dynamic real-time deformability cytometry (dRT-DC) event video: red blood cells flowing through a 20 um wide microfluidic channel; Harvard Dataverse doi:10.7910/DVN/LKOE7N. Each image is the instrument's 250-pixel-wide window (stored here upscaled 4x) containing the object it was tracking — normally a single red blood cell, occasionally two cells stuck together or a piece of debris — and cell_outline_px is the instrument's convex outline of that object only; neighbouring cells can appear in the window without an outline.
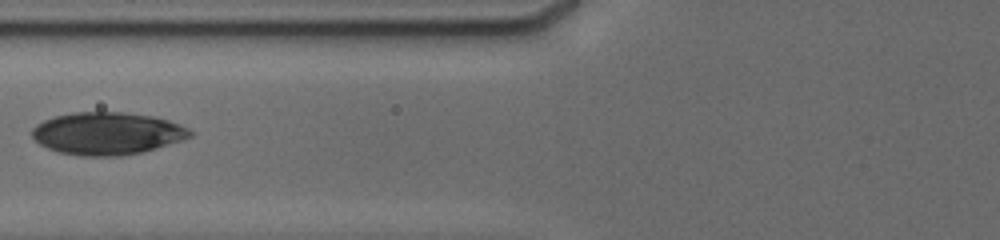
{"species": "human", "species_latin": "Homo sapiens", "temperature_condition": "cold", "stored_images_in_passage": 18, "camera_frame_rate_fps": 3000, "um_per_image_px": 0.085, "donor": {"sex": "male"}, "frame": {"image": 1, "passage_image": 5, "time_ms": 4.333, "image_size_px": [1000, 240], "cell_outline_px": [[196, 132], [192, 136], [144, 152], [120, 156], [80, 156], [60, 152], [48, 148], [40, 144], [32, 136], [32, 128], [36, 124], [44, 120], [56, 116], [72, 112], [124, 112], [152, 116], [168, 120], [180, 124]], "centroid_in_image_um": [9.12, 11.34], "position_along_channel_um": 116.7, "area_um2": 39.13}}
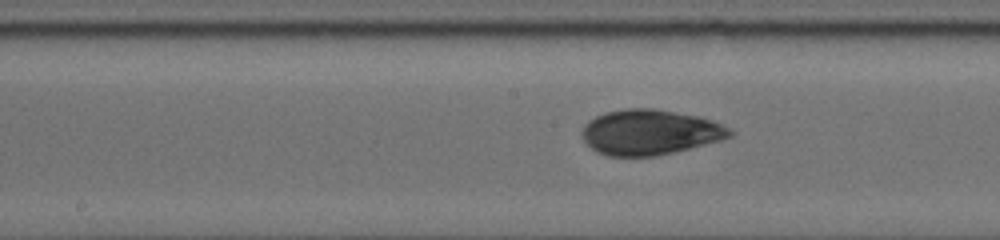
{"frame": {"image": 2, "passage_image": 10, "time_ms": 6.333, "image_size_px": [1000, 240], "cell_outline_px": [[736, 132], [732, 136], [720, 140], [676, 152], [656, 156], [608, 156], [596, 152], [584, 140], [580, 132], [584, 124], [588, 120], [604, 112], [628, 108], [652, 108], [700, 116], [712, 120]], "centroid_in_image_um": [55.22, 11.24], "position_along_channel_um": 193.0, "area_um2": 39.19}}
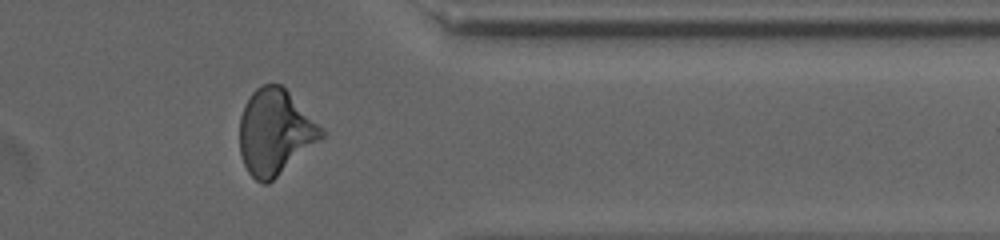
{"frame": {"image": 3, "passage_image": 15, "time_ms": 11.667, "image_size_px": [1000, 240], "cell_outline_px": [[324, 136], [320, 140], [268, 184], [264, 184], [256, 180], [248, 172], [244, 164], [240, 152], [240, 116], [244, 104], [252, 92], [256, 88], [264, 84], [280, 84], [324, 128]], "centroid_in_image_um": [23.37, 11.22], "position_along_channel_um": 388.0, "area_um2": 40.46}, "authors_computed_cell_mechanics": {"area_um2": 39.0439, "velocity_mm_per_s": 3.7988, "shape_relaxation_time_tau1_ms": 7.5379, "shape_relaxation_time_tau2_ms": 2.8694, "deformation_change_tau1": 0.1501, "deformation_change_tau2": 0.055}}